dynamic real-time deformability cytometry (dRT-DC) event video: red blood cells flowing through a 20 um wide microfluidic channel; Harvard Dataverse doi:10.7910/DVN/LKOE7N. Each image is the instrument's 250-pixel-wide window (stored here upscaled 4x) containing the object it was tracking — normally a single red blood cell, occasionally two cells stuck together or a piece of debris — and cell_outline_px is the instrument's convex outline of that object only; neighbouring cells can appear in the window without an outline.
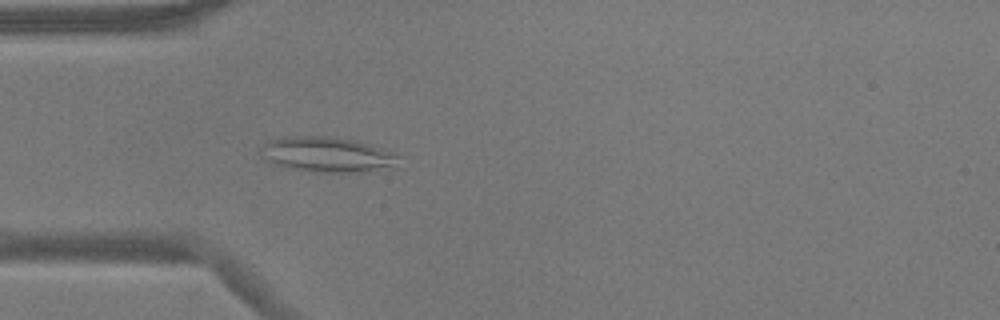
{"species": "common noctule bat (a hibernating species)", "species_latin": "Nyctalus noctula", "temperature_condition": "warm", "stored_images_in_passage": 14, "camera_frame_rate_fps": 3000, "um_per_image_px": 0.085, "animal": {"sex": "male", "body_mass_g": 17.9}, "frame": {"image": 1, "passage_image": 8, "time_ms": 2.333, "image_size_px": [1000, 320], "cell_outline_px": [[400, 156], [396, 168], [368, 172], [312, 172], [288, 168], [264, 160], [264, 144], [272, 140], [284, 136], [328, 136], [356, 140], [384, 148]], "centroid_in_image_um": [27.92, 13.15], "position_along_channel_um": 57.1, "area_um2": 28.55}}